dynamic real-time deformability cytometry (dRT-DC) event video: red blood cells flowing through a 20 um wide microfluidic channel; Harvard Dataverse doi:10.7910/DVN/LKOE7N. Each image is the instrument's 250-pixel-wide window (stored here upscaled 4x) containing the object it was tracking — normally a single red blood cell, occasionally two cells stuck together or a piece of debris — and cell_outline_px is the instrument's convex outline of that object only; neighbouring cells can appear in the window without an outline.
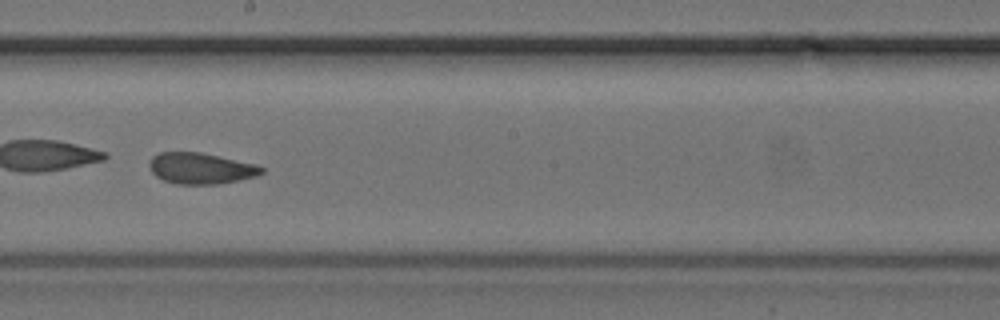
{"species": "common noctule bat (a hibernating species)", "species_latin": "Nyctalus noctula", "temperature_condition": "cold", "stored_images_in_passage": 50, "camera_frame_rate_fps": 3000, "um_per_image_px": 0.085, "animal": {"sex": "female", "body_mass_g": 24.6, "forearm_length_mm": 56.2}, "frame": {"image": 1, "passage_image": 29, "time_ms": 9.333, "image_size_px": [1000, 320], "cell_outline_px": [[264, 172], [256, 176], [240, 180], [216, 184], [176, 184], [164, 180], [156, 176], [152, 172], [148, 164], [152, 156], [160, 152], [200, 152], [256, 164], [264, 168]], "centroid_in_image_um": [17.06, 14.31], "position_along_channel_um": 231.1, "area_um2": 20.35}}